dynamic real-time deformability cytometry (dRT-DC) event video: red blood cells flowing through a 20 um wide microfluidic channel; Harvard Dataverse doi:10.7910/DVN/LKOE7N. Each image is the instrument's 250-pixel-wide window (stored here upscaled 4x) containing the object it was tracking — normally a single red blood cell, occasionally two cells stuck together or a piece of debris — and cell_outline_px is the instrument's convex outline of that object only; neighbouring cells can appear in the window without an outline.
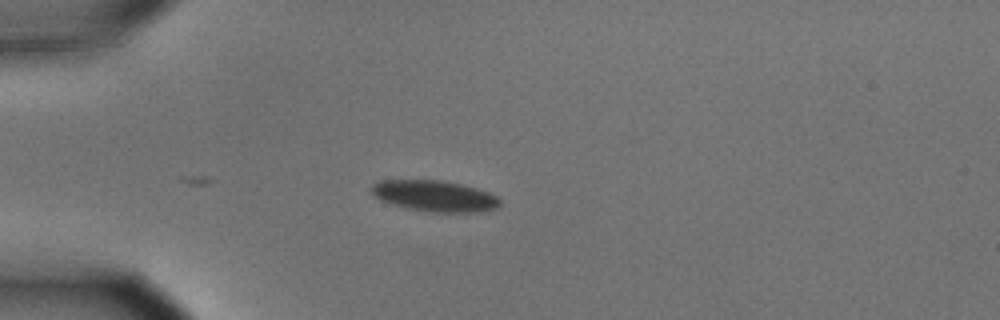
{"species": "common noctule bat (a hibernating species)", "species_latin": "Nyctalus noctula", "temperature_condition": "cold", "stored_images_in_passage": 4, "camera_frame_rate_fps": 3000, "um_per_image_px": 0.085, "animal": {"sex": "male", "body_mass_g": 15.6}, "frame": {"image": 1, "passage_image": 4, "time_ms": 1.0, "image_size_px": [1000, 320], "cell_outline_px": [[500, 204], [496, 208], [476, 212], [432, 212], [408, 208], [392, 204], [380, 200], [372, 196], [372, 184], [380, 180], [444, 180], [476, 188], [488, 192], [496, 196], [500, 200]], "centroid_in_image_um": [36.92, 16.65], "position_along_channel_um": 48.1, "area_um2": 23.18}}